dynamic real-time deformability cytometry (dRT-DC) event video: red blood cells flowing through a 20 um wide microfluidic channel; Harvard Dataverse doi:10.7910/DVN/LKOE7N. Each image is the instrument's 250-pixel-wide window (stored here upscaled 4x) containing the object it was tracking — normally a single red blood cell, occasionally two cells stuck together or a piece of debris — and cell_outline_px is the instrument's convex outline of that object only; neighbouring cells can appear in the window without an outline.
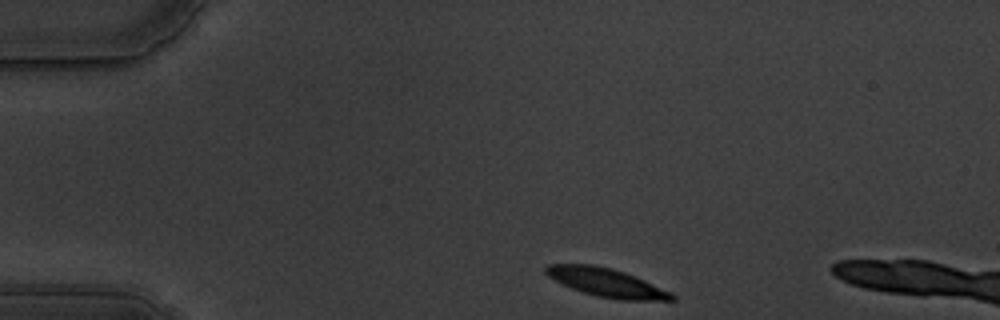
{"species": "common noctule bat (a hibernating species)", "species_latin": "Nyctalus noctula", "temperature_condition": "warm", "stored_images_in_passage": 7, "camera_frame_rate_fps": 3000, "um_per_image_px": 0.085, "animal": {"sex": "male", "body_mass_g": 19.5, "forearm_length_mm": 54.6}, "frame": {"image": 1, "passage_image": 1, "time_ms": 0.0, "image_size_px": [1000, 320], "cell_outline_px": [[676, 300], [620, 300], [596, 296], [572, 288], [548, 276], [544, 272], [544, 268], [548, 264], [592, 264], [612, 268], [636, 276], [672, 292], [676, 296]], "centroid_in_image_um": [51.59, 24.01], "position_along_channel_um": 33.4, "area_um2": 20.92}}